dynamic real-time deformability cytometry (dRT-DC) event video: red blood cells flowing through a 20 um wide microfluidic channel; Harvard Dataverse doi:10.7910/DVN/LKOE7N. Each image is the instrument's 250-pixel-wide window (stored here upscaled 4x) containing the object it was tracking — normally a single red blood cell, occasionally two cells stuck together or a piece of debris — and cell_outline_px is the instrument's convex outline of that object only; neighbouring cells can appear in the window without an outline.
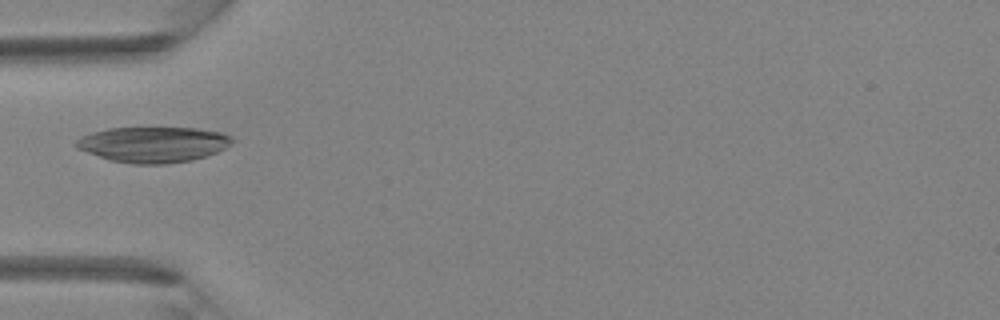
{"species": "Egyptian fruit bat (a non-hibernating species)", "species_latin": "Rousettus aegyptiacus", "temperature_condition": "room temperature", "stored_images_in_passage": 16, "camera_frame_rate_fps": 3000, "um_per_image_px": 0.085, "animal": {"sex": "female"}, "frame": {"image": 1, "passage_image": 1, "time_ms": 0.0, "image_size_px": [1000, 320], "cell_outline_px": [[236, 140], [232, 144], [216, 152], [192, 160], [164, 164], [132, 164], [108, 160], [76, 148], [76, 140], [80, 136], [92, 132], [108, 128], [196, 128], [220, 132], [232, 136]], "centroid_in_image_um": [13.02, 12.28], "position_along_channel_um": 72.0, "area_um2": 32.48}}
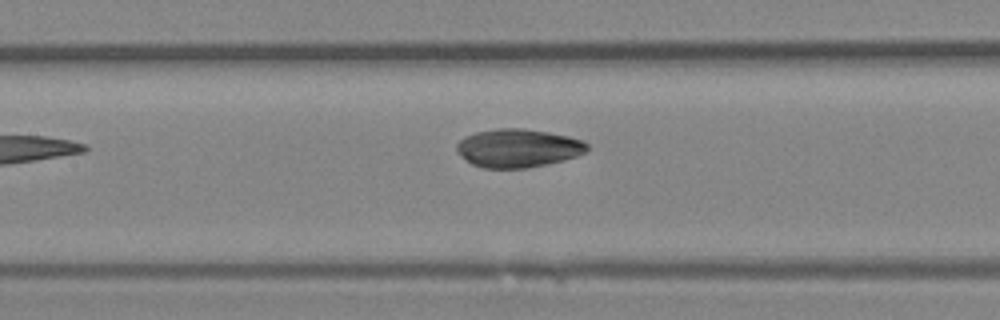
{"frame": {"image": 2, "passage_image": 7, "time_ms": 2.0, "image_size_px": [1000, 320], "cell_outline_px": [[588, 152], [564, 160], [528, 168], [484, 168], [472, 164], [460, 156], [456, 152], [456, 144], [464, 136], [476, 132], [496, 128], [524, 128], [548, 132], [568, 136], [584, 140], [588, 144]], "centroid_in_image_um": [44.03, 12.58], "position_along_channel_um": 163.4, "area_um2": 29.48}}
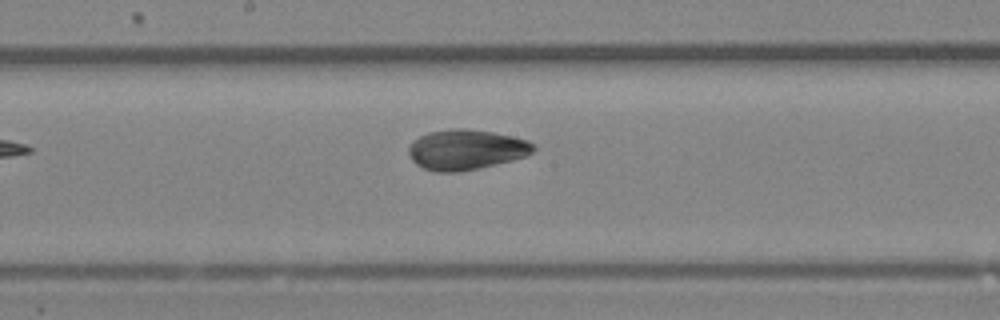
{"frame": {"image": 3, "passage_image": 10, "time_ms": 3.0, "image_size_px": [1000, 320], "cell_outline_px": [[536, 148], [528, 156], [480, 168], [456, 172], [436, 172], [424, 168], [416, 164], [412, 160], [408, 152], [408, 148], [412, 140], [428, 132], [452, 128], [468, 128], [492, 132], [512, 136], [528, 140], [536, 144]], "centroid_in_image_um": [39.63, 12.71], "position_along_channel_um": 208.6, "area_um2": 29.54}}